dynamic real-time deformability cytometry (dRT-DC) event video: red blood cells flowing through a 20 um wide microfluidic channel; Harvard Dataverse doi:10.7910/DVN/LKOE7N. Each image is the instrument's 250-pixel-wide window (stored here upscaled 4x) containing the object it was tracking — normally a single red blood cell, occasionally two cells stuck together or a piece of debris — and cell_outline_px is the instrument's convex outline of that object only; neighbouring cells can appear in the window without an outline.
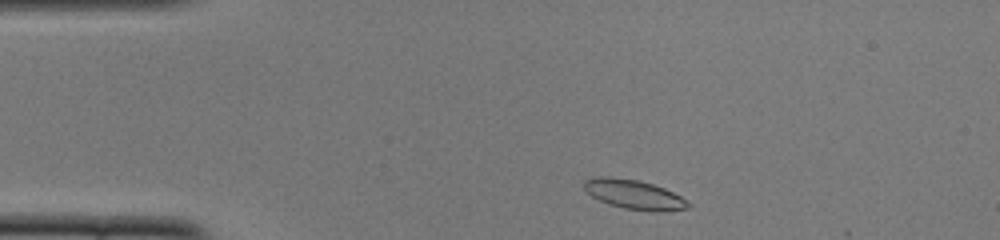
{"species": "common noctule bat (a hibernating species)", "species_latin": "Nyctalus noctula", "temperature_condition": "cold", "stored_images_in_passage": 44, "camera_frame_rate_fps": 3000, "um_per_image_px": 0.085, "animal": {"sex": "female", "body_mass_g": 22.0, "forearm_length_mm": 56.7}, "frame": {"image": 1, "passage_image": 2, "time_ms": 0.333, "image_size_px": [1000, 240], "cell_outline_px": [[692, 204], [688, 208], [660, 212], [656, 212], [624, 208], [608, 204], [592, 196], [584, 188], [584, 180], [600, 176], [608, 176], [640, 180], [664, 188], [688, 200]], "centroid_in_image_um": [53.92, 16.53], "position_along_channel_um": 31.1, "area_um2": 17.86}}
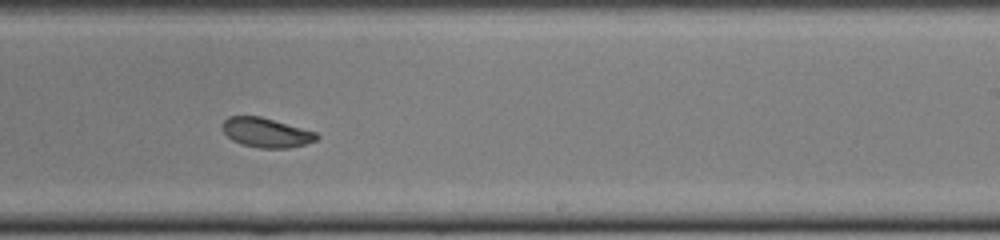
{"frame": {"image": 2, "passage_image": 24, "time_ms": 7.667, "image_size_px": [1000, 240], "cell_outline_px": [[320, 136], [316, 140], [304, 144], [288, 148], [260, 148], [240, 144], [232, 140], [220, 128], [220, 124], [228, 116], [260, 116], [316, 132]], "centroid_in_image_um": [22.58, 11.27], "position_along_channel_um": 266.4, "area_um2": 16.24}}
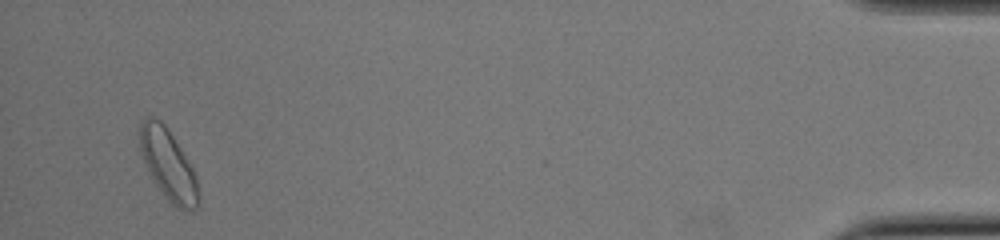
{"frame": {"image": 3, "passage_image": 42, "time_ms": 13.667, "image_size_px": [1000, 240], "cell_outline_px": [[200, 204], [196, 208], [184, 212], [176, 208], [168, 200], [156, 184], [140, 152], [140, 124], [144, 116], [152, 116], [160, 120], [164, 124], [180, 148], [192, 168], [196, 176], [200, 200]], "centroid_in_image_um": [14.31, 14.02], "position_along_channel_um": 420.9, "area_um2": 23.81}, "authors_computed_cell_mechanics": {"area_um2": 17.34, "velocity_mm_per_s": 3.8563, "shape_relaxation_time_tau1_ms": 4.2753, "shape_relaxation_time_tau2_ms": 2.5078, "deformation_change_tau1": 0.1019, "deformation_change_tau2": 0.0638}}